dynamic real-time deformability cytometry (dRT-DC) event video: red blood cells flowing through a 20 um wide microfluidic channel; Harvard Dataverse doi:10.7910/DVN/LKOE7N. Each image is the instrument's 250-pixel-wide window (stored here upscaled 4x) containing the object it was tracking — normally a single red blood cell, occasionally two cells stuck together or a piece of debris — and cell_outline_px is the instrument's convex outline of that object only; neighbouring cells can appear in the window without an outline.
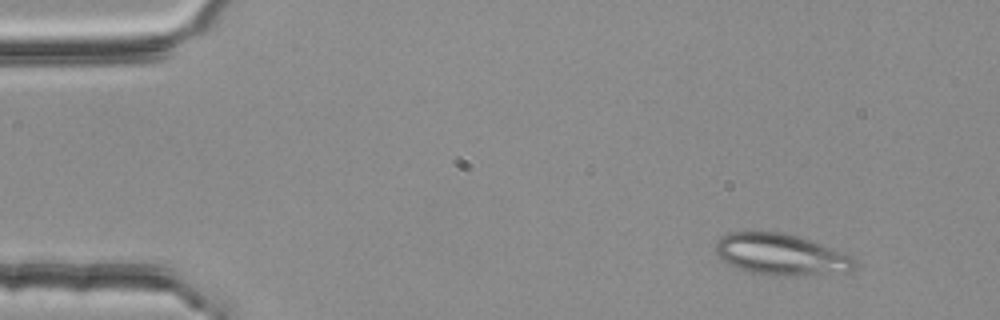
{"species": "common noctule bat (a hibernating species)", "species_latin": "Nyctalus noctula", "temperature_condition": "room temperature", "stored_images_in_passage": 4, "camera_frame_rate_fps": 3000, "um_per_image_px": 0.085, "animal": {"sex": "female", "body_mass_g": 25.1}, "frame": {"image": 1, "passage_image": 2, "time_ms": 0.333, "image_size_px": [1000, 320], "cell_outline_px": [[856, 268], [848, 272], [776, 276], [752, 272], [728, 264], [720, 260], [716, 252], [716, 240], [728, 232], [780, 232], [796, 236], [844, 252], [852, 256], [856, 260]], "centroid_in_image_um": [66.38, 21.63], "position_along_channel_um": 18.6, "area_um2": 33.23}}